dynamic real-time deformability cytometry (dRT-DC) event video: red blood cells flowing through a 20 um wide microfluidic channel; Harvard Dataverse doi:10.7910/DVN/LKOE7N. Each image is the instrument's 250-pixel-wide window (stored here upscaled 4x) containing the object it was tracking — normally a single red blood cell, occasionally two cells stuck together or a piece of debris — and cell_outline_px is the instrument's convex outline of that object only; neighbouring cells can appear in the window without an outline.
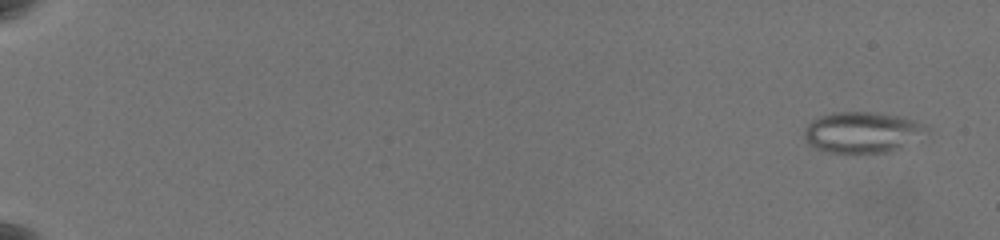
{"species": "common noctule bat (a hibernating species)", "species_latin": "Nyctalus noctula", "temperature_condition": "warm", "stored_images_in_passage": 58, "camera_frame_rate_fps": 3000, "um_per_image_px": 0.085, "animal": {"sex": "female", "body_mass_g": 19.5, "forearm_length_mm": 54.1}, "frame": {"image": 1, "passage_image": 4, "time_ms": 1.0, "image_size_px": [1000, 240], "cell_outline_px": [[932, 132], [888, 152], [828, 152], [816, 148], [808, 144], [804, 136], [804, 128], [812, 120], [820, 116], [832, 112], [872, 112], [900, 116], [924, 124]], "centroid_in_image_um": [73.29, 11.23], "position_along_channel_um": 11.7, "area_um2": 29.02}}
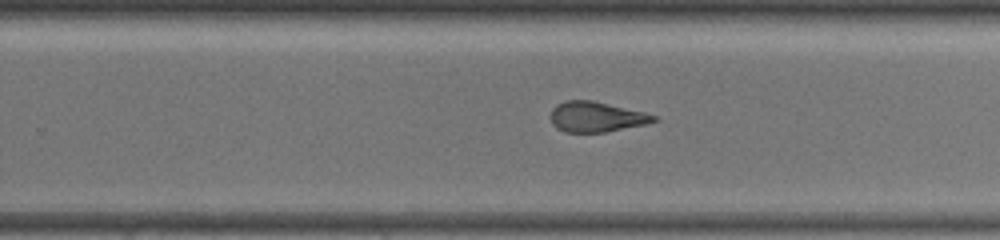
{"frame": {"image": 2, "passage_image": 38, "time_ms": 14.333, "image_size_px": [1000, 240], "cell_outline_px": [[660, 120], [648, 124], [604, 132], [564, 132], [556, 128], [552, 124], [548, 116], [552, 108], [556, 104], [564, 100], [592, 100], [644, 112], [656, 116]], "centroid_in_image_um": [50.65, 9.93], "position_along_channel_um": 279.2, "area_um2": 18.5}}
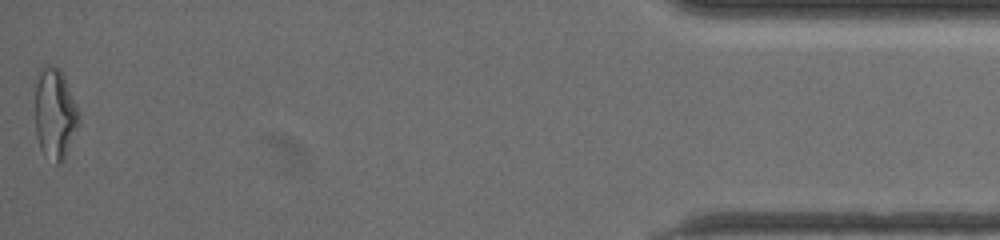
{"frame": {"image": 3, "passage_image": 58, "time_ms": 20.667, "image_size_px": [1000, 240], "cell_outline_px": [[80, 124], [64, 160], [60, 164], [56, 164], [40, 148], [36, 136], [36, 84], [40, 68], [44, 64], [52, 64], [60, 68], [64, 76], [80, 112]], "centroid_in_image_um": [4.7, 9.64], "position_along_channel_um": 430.5, "area_um2": 23.41}, "authors_computed_cell_mechanics": {"area_um2": 20.9525, "velocity_mm_per_s": 3.574, "shape_relaxation_time_tau1_ms": null, "shape_relaxation_time_tau2_ms": 2.2428, "deformation_change_tau1": null, "deformation_change_tau2": 0.1093}}